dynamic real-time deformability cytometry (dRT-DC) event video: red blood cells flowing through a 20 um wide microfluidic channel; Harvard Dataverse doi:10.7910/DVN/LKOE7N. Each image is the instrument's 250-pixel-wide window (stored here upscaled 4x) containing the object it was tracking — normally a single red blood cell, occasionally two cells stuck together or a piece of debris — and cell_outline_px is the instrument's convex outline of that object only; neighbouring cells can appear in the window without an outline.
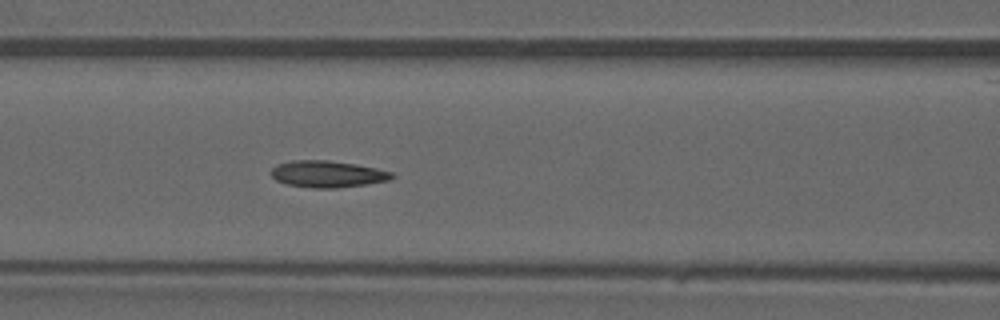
{"species": "common noctule bat (a hibernating species)", "species_latin": "Nyctalus noctula", "temperature_condition": "warm", "stored_images_in_passage": 31, "camera_frame_rate_fps": 3000, "um_per_image_px": 0.085, "animal": {"sex": "male", "forearm_length_mm": 52.5}, "frame": {"image": 1, "passage_image": 5, "time_ms": 1.333, "image_size_px": [1000, 320], "cell_outline_px": [[396, 176], [388, 180], [364, 184], [336, 188], [312, 188], [288, 184], [276, 180], [272, 176], [272, 168], [276, 164], [292, 160], [328, 160], [356, 164], [376, 168], [392, 172]], "centroid_in_image_um": [27.83, 14.78], "position_along_channel_um": 138.8, "area_um2": 18.67}}